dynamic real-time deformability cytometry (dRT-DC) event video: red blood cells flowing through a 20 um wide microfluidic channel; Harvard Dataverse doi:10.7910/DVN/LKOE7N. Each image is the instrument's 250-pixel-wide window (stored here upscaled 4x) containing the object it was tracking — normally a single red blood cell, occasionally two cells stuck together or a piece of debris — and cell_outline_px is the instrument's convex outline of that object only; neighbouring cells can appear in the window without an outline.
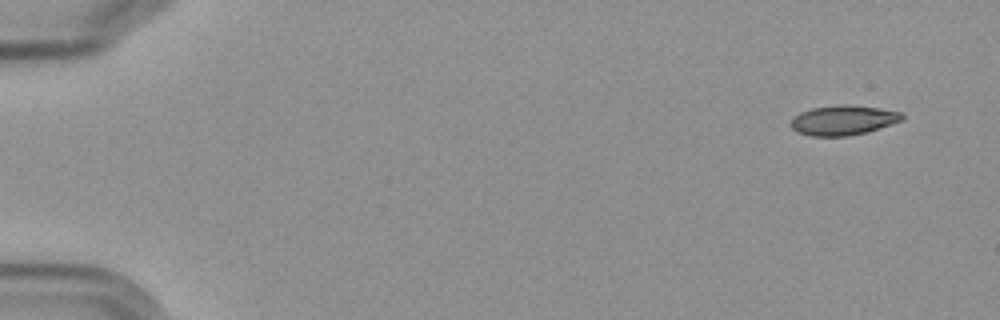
{"species": "Egyptian fruit bat (a non-hibernating species)", "species_latin": "Rousettus aegyptiacus", "temperature_condition": "cold", "stored_images_in_passage": 6, "camera_frame_rate_fps": 3000, "um_per_image_px": 0.085, "frame": {"image": 1, "passage_image": 1, "time_ms": 0.0, "image_size_px": [1000, 320], "cell_outline_px": [[904, 120], [868, 132], [848, 136], [808, 136], [796, 132], [792, 128], [792, 120], [800, 112], [812, 108], [840, 104], [848, 104], [880, 108], [900, 112], [904, 116]], "centroid_in_image_um": [71.7, 10.22], "position_along_channel_um": 13.3, "area_um2": 19.42}}
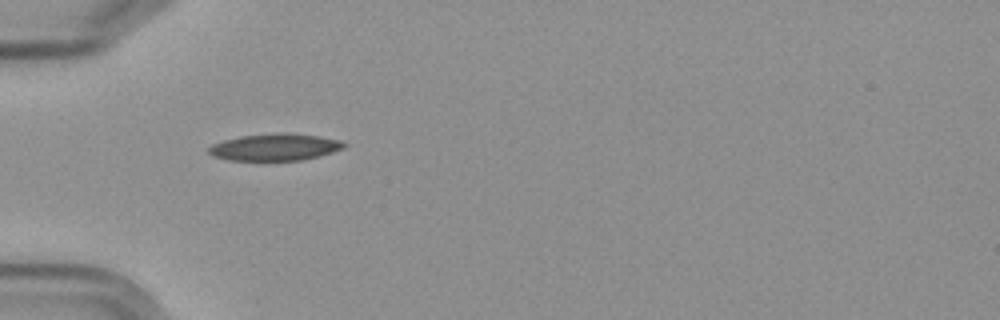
{"frame": {"image": 2, "passage_image": 5, "time_ms": 5.0, "image_size_px": [1000, 320], "cell_outline_px": [[348, 144], [344, 148], [332, 152], [304, 160], [228, 160], [212, 156], [208, 152], [208, 148], [212, 144], [224, 140], [240, 136], [276, 132], [280, 132], [320, 136], [340, 140]], "centroid_in_image_um": [23.37, 12.5], "position_along_channel_um": 61.6, "area_um2": 21.33}}
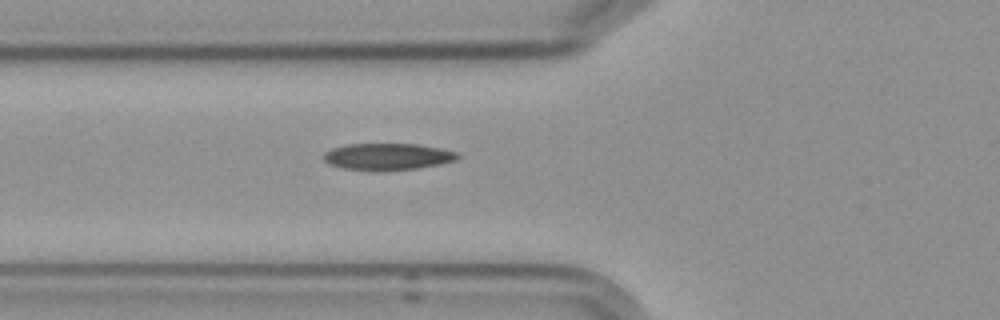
{"frame": {"image": 3, "passage_image": 6, "time_ms": 6.0, "image_size_px": [1000, 320], "cell_outline_px": [[460, 156], [456, 160], [440, 164], [416, 168], [344, 168], [328, 164], [320, 156], [324, 152], [332, 148], [344, 144], [416, 144], [440, 148], [456, 152]], "centroid_in_image_um": [32.92, 13.26], "position_along_channel_um": 92.9, "area_um2": 20.11}}